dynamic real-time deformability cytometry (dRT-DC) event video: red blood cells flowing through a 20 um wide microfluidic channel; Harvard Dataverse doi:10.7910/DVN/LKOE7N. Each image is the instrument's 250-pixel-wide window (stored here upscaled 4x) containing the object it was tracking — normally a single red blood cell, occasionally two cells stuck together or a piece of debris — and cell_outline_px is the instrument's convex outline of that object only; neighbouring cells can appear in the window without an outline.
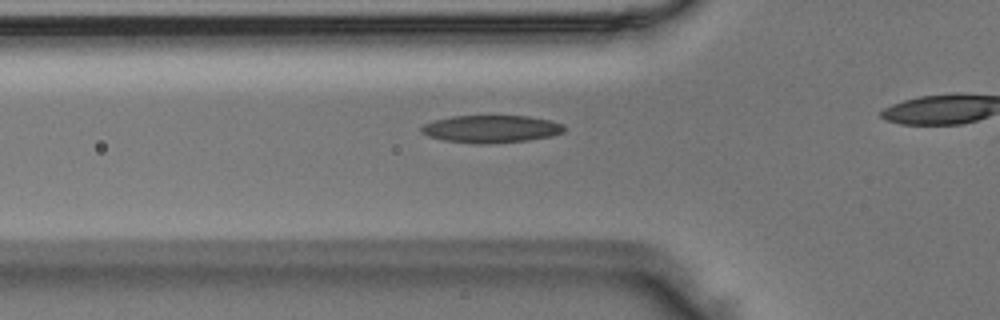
{"species": "Egyptian fruit bat (a non-hibernating species)", "species_latin": "Rousettus aegyptiacus", "temperature_condition": "room temperature", "stored_images_in_passage": 7, "camera_frame_rate_fps": 3000, "um_per_image_px": 0.085, "animal": {"sex": "male"}, "frame": {"image": 1, "passage_image": 2, "time_ms": 0.333, "image_size_px": [1000, 320], "cell_outline_px": [[564, 132], [552, 136], [528, 140], [484, 144], [476, 144], [444, 140], [428, 136], [420, 132], [420, 128], [424, 124], [432, 120], [452, 116], [528, 116], [548, 120], [564, 124]], "centroid_in_image_um": [41.72, 10.96], "position_along_channel_um": 84.1, "area_um2": 22.95}}
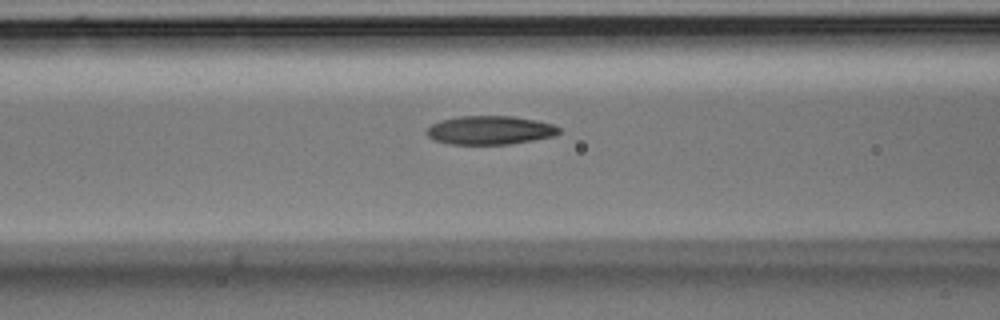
{"frame": {"image": 2, "passage_image": 5, "time_ms": 1.333, "image_size_px": [1000, 320], "cell_outline_px": [[560, 132], [556, 136], [508, 144], [448, 144], [432, 140], [424, 132], [432, 124], [440, 120], [460, 116], [512, 116], [536, 120], [552, 124], [560, 128]], "centroid_in_image_um": [41.62, 11.07], "position_along_channel_um": 125.0, "area_um2": 22.2}}